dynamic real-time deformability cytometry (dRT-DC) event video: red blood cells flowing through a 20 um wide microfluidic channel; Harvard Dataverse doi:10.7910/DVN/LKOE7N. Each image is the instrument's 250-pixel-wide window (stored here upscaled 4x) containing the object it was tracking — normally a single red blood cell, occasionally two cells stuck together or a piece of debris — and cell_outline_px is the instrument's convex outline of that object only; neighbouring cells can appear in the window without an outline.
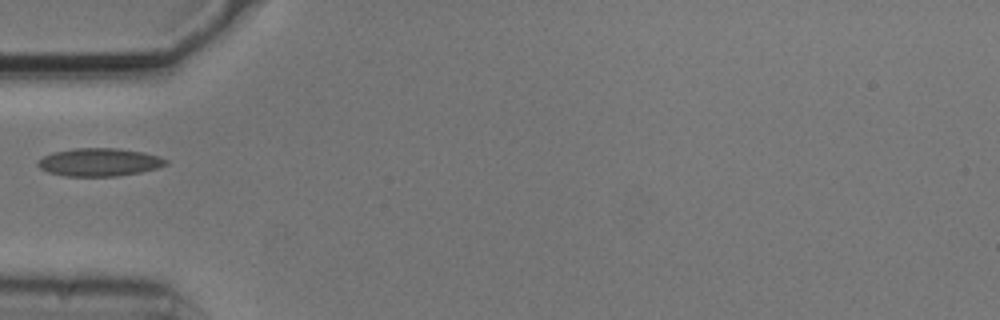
{"species": "common noctule bat (a hibernating species)", "species_latin": "Nyctalus noctula", "temperature_condition": "cold", "stored_images_in_passage": 1, "camera_frame_rate_fps": 3000, "um_per_image_px": 0.085, "animal": {"sex": "male", "body_mass_g": 20.5, "forearm_length_mm": 52.5}, "frame": {"image": 1, "passage_image": 1, "time_ms": 0.0, "image_size_px": [1000, 320], "cell_outline_px": [[168, 164], [156, 168], [140, 172], [116, 176], [64, 176], [48, 172], [40, 168], [36, 164], [36, 160], [52, 152], [76, 148], [116, 148], [144, 152], [160, 156], [168, 160]], "centroid_in_image_um": [8.43, 13.78], "position_along_channel_um": 76.6, "area_um2": 20.98}}